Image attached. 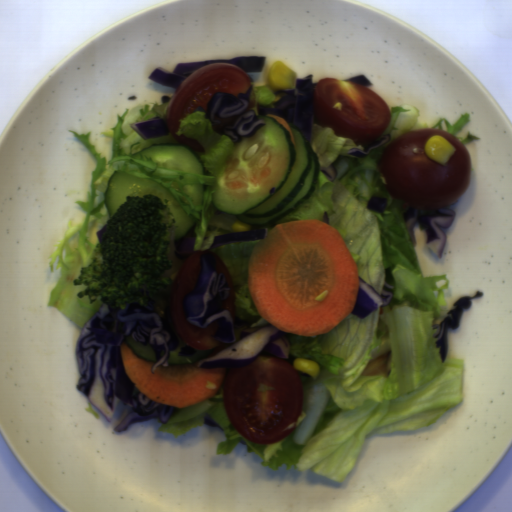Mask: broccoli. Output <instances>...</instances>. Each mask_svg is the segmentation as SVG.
<instances>
[{
	"label": "broccoli",
	"instance_id": "1",
	"mask_svg": "<svg viewBox=\"0 0 512 512\" xmlns=\"http://www.w3.org/2000/svg\"><path fill=\"white\" fill-rule=\"evenodd\" d=\"M176 219L168 199L154 194L126 196L106 221V230L95 246L90 263L81 266L73 286L86 285L76 298L92 305L124 309L131 301L149 305L150 299L173 280L169 250L175 241Z\"/></svg>",
	"mask_w": 512,
	"mask_h": 512
}]
</instances>
